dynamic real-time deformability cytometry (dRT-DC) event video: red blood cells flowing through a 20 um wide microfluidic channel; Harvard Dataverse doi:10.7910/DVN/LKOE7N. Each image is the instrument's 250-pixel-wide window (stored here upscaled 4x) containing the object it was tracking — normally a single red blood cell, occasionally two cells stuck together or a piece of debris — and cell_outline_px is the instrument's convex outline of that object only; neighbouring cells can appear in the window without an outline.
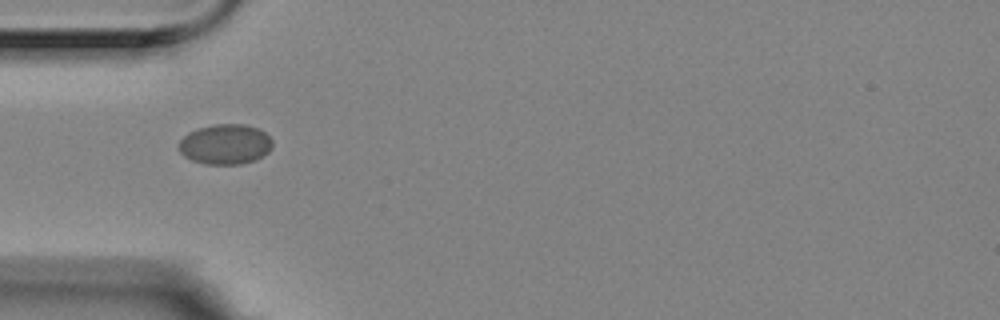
{"species": "Egyptian fruit bat (a non-hibernating species)", "species_latin": "Rousettus aegyptiacus", "temperature_condition": "room temperature", "stored_images_in_passage": 3, "camera_frame_rate_fps": 3000, "um_per_image_px": 0.085, "animal": {"sex": "female"}, "frame": {"image": 1, "passage_image": 1, "time_ms": 0.0, "image_size_px": [1000, 320], "cell_outline_px": [[272, 148], [268, 152], [256, 160], [240, 164], [204, 164], [192, 160], [184, 156], [180, 152], [180, 140], [188, 132], [196, 128], [212, 124], [244, 124], [260, 128], [272, 140]], "centroid_in_image_um": [19.16, 12.25], "position_along_channel_um": 65.8, "area_um2": 22.08}}
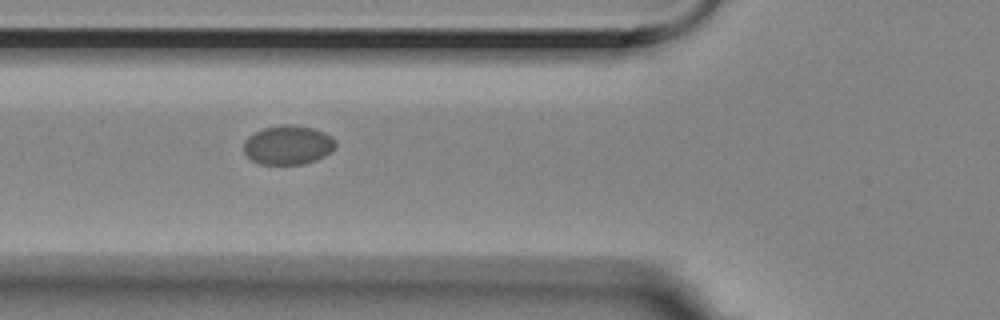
{"frame": {"image": 2, "passage_image": 2, "time_ms": 0.333, "image_size_px": [1000, 320], "cell_outline_px": [[336, 148], [332, 152], [316, 160], [304, 164], [260, 164], [252, 160], [244, 152], [244, 140], [248, 136], [264, 128], [284, 124], [292, 124], [312, 128], [324, 132], [332, 136], [336, 140]], "centroid_in_image_um": [24.51, 12.32], "position_along_channel_um": 101.3, "area_um2": 21.1}}
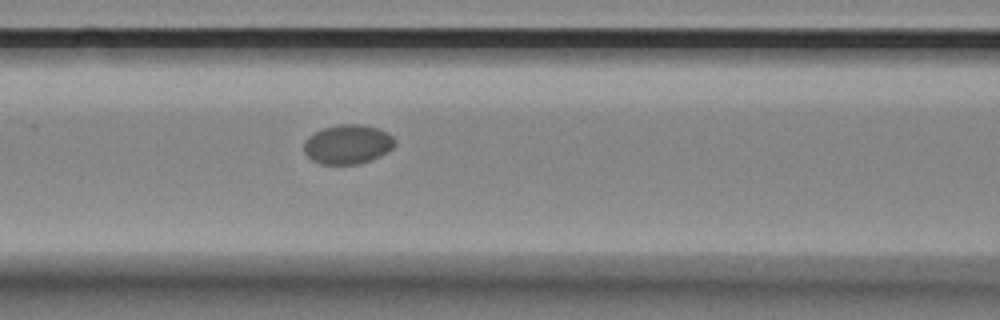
{"frame": {"image": 3, "passage_image": 3, "time_ms": 0.667, "image_size_px": [1000, 320], "cell_outline_px": [[396, 144], [392, 148], [380, 156], [360, 164], [320, 164], [312, 160], [304, 152], [304, 140], [308, 136], [324, 128], [340, 124], [364, 124], [388, 132], [396, 140]], "centroid_in_image_um": [29.56, 12.27], "position_along_channel_um": 137.0, "area_um2": 20.92}}